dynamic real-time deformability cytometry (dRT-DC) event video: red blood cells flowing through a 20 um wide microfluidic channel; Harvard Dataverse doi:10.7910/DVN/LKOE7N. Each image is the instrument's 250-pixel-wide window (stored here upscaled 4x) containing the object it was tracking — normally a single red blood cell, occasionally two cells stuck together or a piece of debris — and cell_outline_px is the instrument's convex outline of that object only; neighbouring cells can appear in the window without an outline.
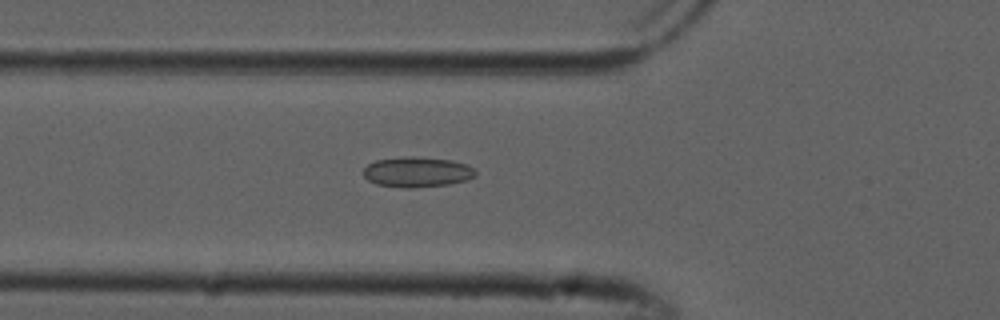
{"species": "common noctule bat (a hibernating species)", "species_latin": "Nyctalus noctula", "temperature_condition": "cold", "stored_images_in_passage": 53, "camera_frame_rate_fps": 3000, "um_per_image_px": 0.085, "animal": {"sex": "male", "forearm_length_mm": 52.5}, "frame": {"image": 1, "passage_image": 19, "time_ms": 6.0, "image_size_px": [1000, 320], "cell_outline_px": [[476, 176], [468, 180], [448, 184], [412, 188], [400, 188], [376, 184], [368, 180], [364, 176], [364, 168], [368, 164], [376, 160], [412, 156], [452, 160], [468, 164], [476, 172]], "centroid_in_image_um": [35.47, 14.63], "position_along_channel_um": 90.3, "area_um2": 19.83}}
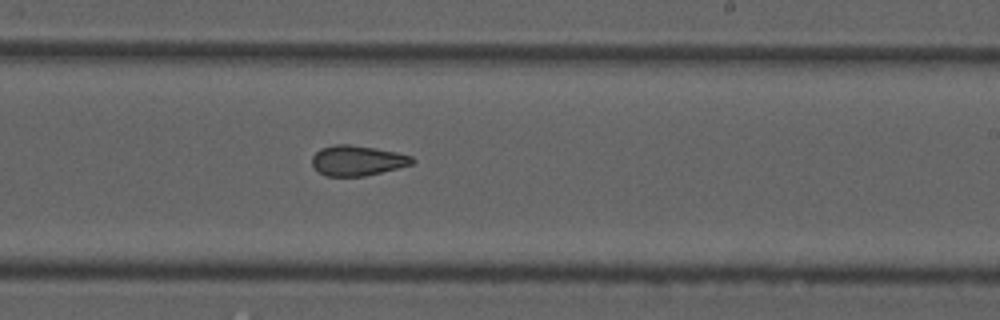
{"frame": {"image": 2, "passage_image": 32, "time_ms": 10.333, "image_size_px": [1000, 320], "cell_outline_px": [[416, 160], [412, 164], [364, 176], [324, 176], [312, 164], [312, 156], [320, 148], [336, 144], [348, 144], [376, 148], [396, 152], [412, 156]], "centroid_in_image_um": [30.36, 13.64], "position_along_channel_um": 258.6, "area_um2": 17.51}}
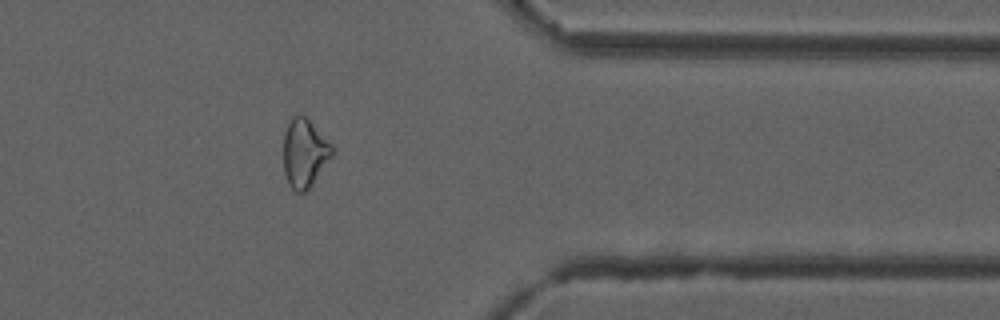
{"frame": {"image": 3, "passage_image": 43, "time_ms": 14.0, "image_size_px": [1000, 320], "cell_outline_px": [[332, 156], [312, 184], [304, 192], [296, 192], [288, 184], [284, 172], [284, 132], [288, 120], [292, 116], [304, 116], [332, 144]], "centroid_in_image_um": [25.86, 13.01], "position_along_channel_um": 385.5, "area_um2": 19.13}, "authors_computed_cell_mechanics": {"area_um2": 19.8832, "velocity_mm_per_s": 3.8698, "shape_relaxation_time_tau1_ms": null, "shape_relaxation_time_tau2_ms": 2.6617, "deformation_change_tau1": null, "deformation_change_tau2": 0.0944}}